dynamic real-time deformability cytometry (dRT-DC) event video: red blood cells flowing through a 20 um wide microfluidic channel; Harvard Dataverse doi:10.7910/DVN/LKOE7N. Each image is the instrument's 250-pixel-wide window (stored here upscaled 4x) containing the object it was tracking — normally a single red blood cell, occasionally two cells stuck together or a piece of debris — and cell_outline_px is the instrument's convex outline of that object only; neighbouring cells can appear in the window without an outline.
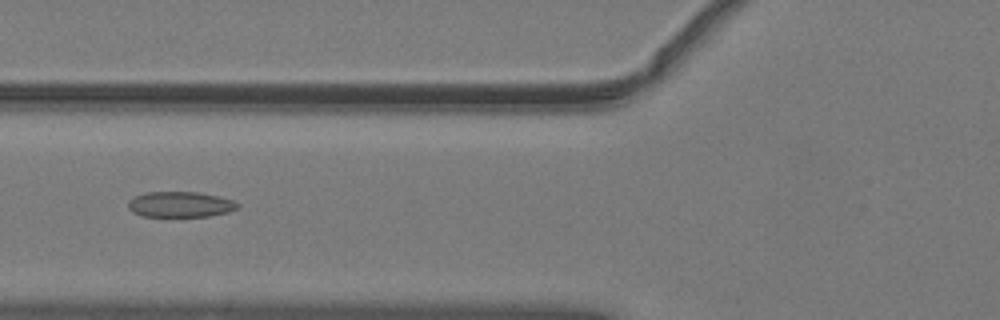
{"species": "common noctule bat (a hibernating species)", "species_latin": "Nyctalus noctula", "temperature_condition": "warm", "stored_images_in_passage": 52, "camera_frame_rate_fps": 3000, "um_per_image_px": 0.085, "animal": {"sex": "male", "body_mass_g": 19.2, "forearm_length_mm": 51.8}, "frame": {"image": 1, "passage_image": 21, "time_ms": 6.667, "image_size_px": [1000, 320], "cell_outline_px": [[240, 208], [228, 212], [212, 216], [140, 216], [132, 212], [128, 208], [128, 200], [144, 192], [196, 192], [236, 200], [240, 204]], "centroid_in_image_um": [15.35, 17.38], "position_along_channel_um": 110.5, "area_um2": 16.47}}
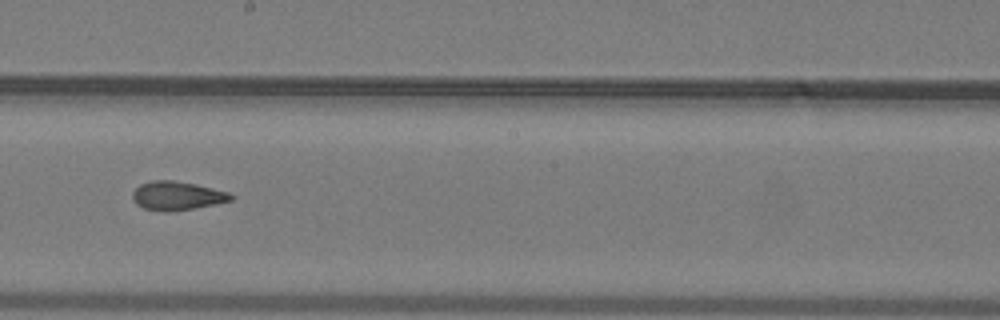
{"frame": {"image": 2, "passage_image": 30, "time_ms": 9.667, "image_size_px": [1000, 320], "cell_outline_px": [[236, 196], [232, 200], [216, 204], [192, 208], [144, 208], [136, 204], [132, 196], [132, 192], [140, 184], [152, 180], [172, 180], [196, 184], [232, 192]], "centroid_in_image_um": [15.13, 16.57], "position_along_channel_um": 233.1, "area_um2": 15.9}}
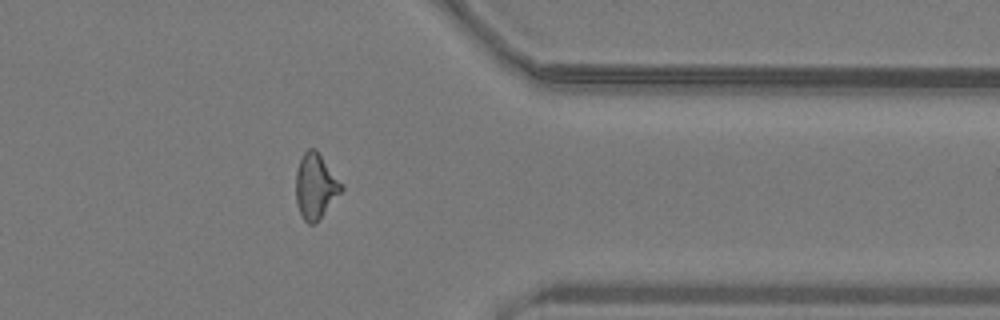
{"frame": {"image": 3, "passage_image": 42, "time_ms": 13.667, "image_size_px": [1000, 320], "cell_outline_px": [[344, 188], [320, 216], [312, 224], [308, 224], [300, 216], [296, 204], [296, 172], [300, 156], [308, 148], [316, 148], [344, 184]], "centroid_in_image_um": [26.8, 15.76], "position_along_channel_um": 384.6, "area_um2": 17.34}, "authors_computed_cell_mechanics": {"area_um2": 16.8198, "velocity_mm_per_s": 4.0696, "shape_relaxation_time_tau1_ms": null, "shape_relaxation_time_tau2_ms": 2.5483, "deformation_change_tau1": null, "deformation_change_tau2": 0.0942}}